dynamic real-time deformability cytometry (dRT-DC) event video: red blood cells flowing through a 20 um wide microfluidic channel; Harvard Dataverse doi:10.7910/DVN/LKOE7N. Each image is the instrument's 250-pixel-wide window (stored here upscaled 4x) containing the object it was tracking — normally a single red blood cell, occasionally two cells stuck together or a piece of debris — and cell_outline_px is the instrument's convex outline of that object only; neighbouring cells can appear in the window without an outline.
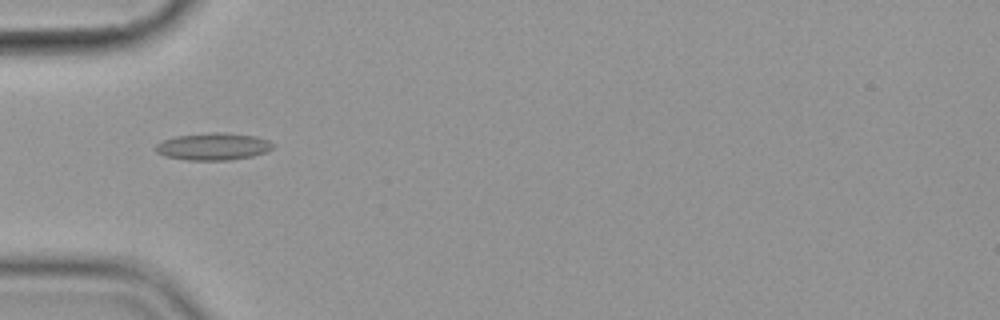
{"species": "common noctule bat (a hibernating species)", "species_latin": "Nyctalus noctula", "temperature_condition": "cold", "stored_images_in_passage": 7, "camera_frame_rate_fps": 3000, "um_per_image_px": 0.085, "animal": {"sex": "female", "body_mass_g": 19.9}, "frame": {"image": 1, "passage_image": 6, "time_ms": 6.0, "image_size_px": [1000, 320], "cell_outline_px": [[276, 144], [272, 148], [264, 152], [252, 156], [228, 160], [188, 160], [164, 156], [156, 152], [152, 148], [156, 144], [164, 140], [176, 136], [208, 132], [224, 132], [256, 136], [268, 140]], "centroid_in_image_um": [18.1, 12.44], "position_along_channel_um": 66.9, "area_um2": 18.73}}
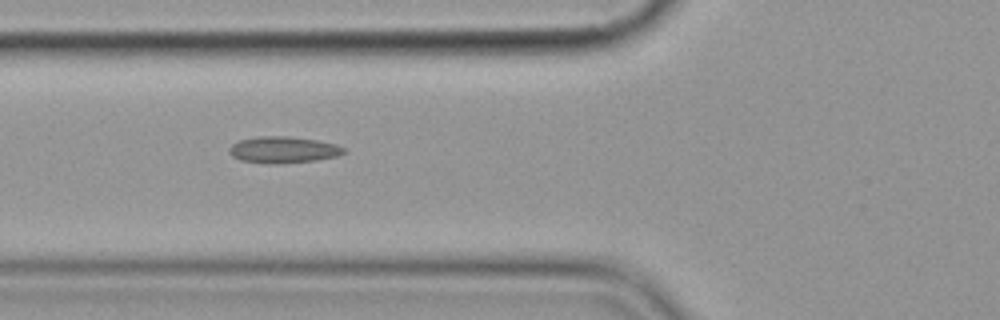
{"frame": {"image": 2, "passage_image": 7, "time_ms": 7.0, "image_size_px": [1000, 320], "cell_outline_px": [[344, 152], [336, 156], [316, 160], [272, 164], [240, 160], [232, 156], [228, 152], [228, 148], [232, 144], [240, 140], [256, 136], [288, 136], [316, 140], [336, 144], [344, 148]], "centroid_in_image_um": [24.02, 12.72], "position_along_channel_um": 101.8, "area_um2": 17.57}}